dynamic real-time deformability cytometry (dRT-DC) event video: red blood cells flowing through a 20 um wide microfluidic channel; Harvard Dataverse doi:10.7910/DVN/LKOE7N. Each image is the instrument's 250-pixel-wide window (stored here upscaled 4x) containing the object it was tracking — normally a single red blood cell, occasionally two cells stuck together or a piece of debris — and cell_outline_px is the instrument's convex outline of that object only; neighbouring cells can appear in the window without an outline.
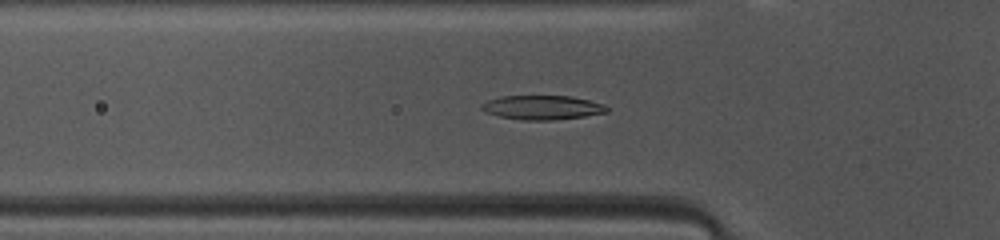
{"species": "common noctule bat (a hibernating species)", "species_latin": "Nyctalus noctula", "temperature_condition": "warm", "stored_images_in_passage": 43, "camera_frame_rate_fps": 3000, "um_per_image_px": 0.085, "animal": {"sex": "female", "body_mass_g": 10.0, "forearm_length_mm": 53.1}, "frame": {"image": 1, "passage_image": 10, "time_ms": 3.0, "image_size_px": [1000, 240], "cell_outline_px": [[608, 112], [584, 116], [552, 120], [524, 120], [500, 116], [484, 112], [480, 108], [480, 104], [488, 100], [500, 96], [572, 96], [604, 104], [608, 108]], "centroid_in_image_um": [46.07, 9.13], "position_along_channel_um": 79.7, "area_um2": 17.63}}
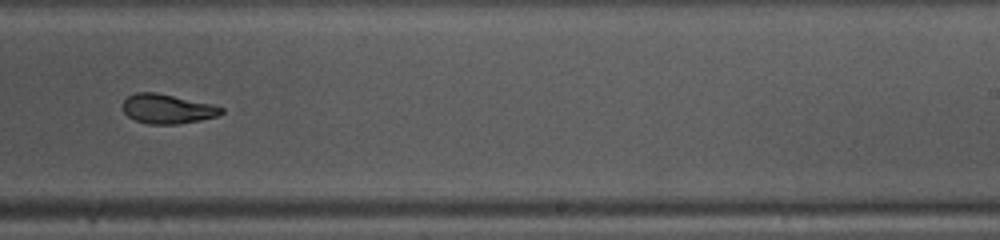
{"frame": {"image": 2, "passage_image": 24, "time_ms": 7.667, "image_size_px": [1000, 240], "cell_outline_px": [[224, 112], [216, 116], [200, 120], [176, 124], [148, 124], [136, 120], [128, 116], [124, 112], [124, 100], [128, 96], [136, 92], [156, 92], [212, 104], [224, 108]], "centroid_in_image_um": [14.23, 9.25], "position_along_channel_um": 274.8, "area_um2": 16.76}}
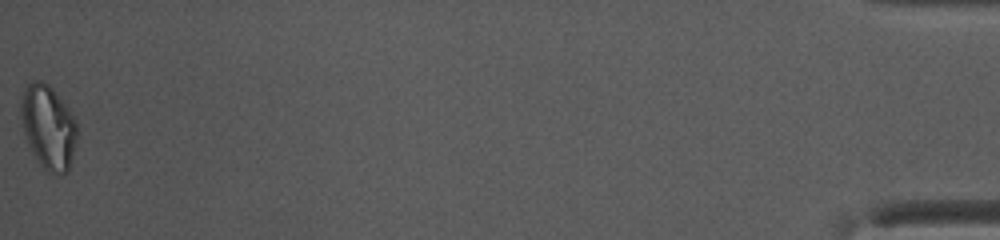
{"frame": {"image": 3, "passage_image": 43, "time_ms": 14.0, "image_size_px": [1000, 240], "cell_outline_px": [[80, 132], [68, 172], [48, 172], [40, 164], [32, 152], [28, 144], [24, 132], [20, 116], [20, 100], [24, 88], [32, 80], [40, 80], [48, 84], [52, 88], [68, 108], [76, 120]], "centroid_in_image_um": [4.12, 10.77], "position_along_channel_um": 431.1, "area_um2": 27.74}, "authors_computed_cell_mechanics": {"area_um2": 17.7446, "velocity_mm_per_s": 4.1627, "shape_relaxation_time_tau1_ms": 5.7639, "shape_relaxation_time_tau2_ms": 4.0864, "deformation_change_tau1": 0.2129, "deformation_change_tau2": 0.1126}}